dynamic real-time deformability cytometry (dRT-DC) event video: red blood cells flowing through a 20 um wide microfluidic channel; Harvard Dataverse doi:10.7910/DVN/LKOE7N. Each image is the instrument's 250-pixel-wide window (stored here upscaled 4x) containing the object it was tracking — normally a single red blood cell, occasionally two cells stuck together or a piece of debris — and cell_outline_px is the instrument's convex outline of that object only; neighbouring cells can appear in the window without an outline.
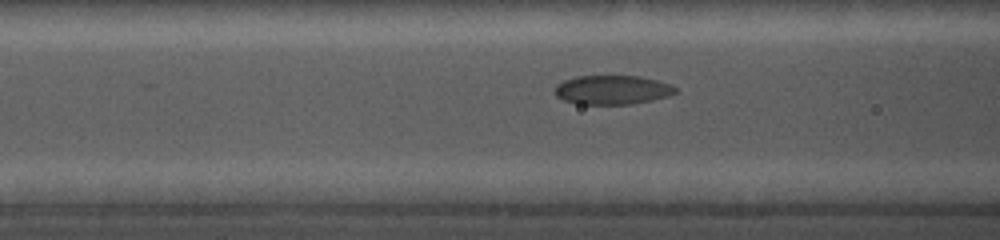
{"species": "common noctule bat (a hibernating species)", "species_latin": "Nyctalus noctula", "temperature_condition": "cold", "stored_images_in_passage": 37, "camera_frame_rate_fps": 5000, "um_per_image_px": 0.085, "animal": {"sex": "female", "body_mass_g": 19.0, "forearm_length_mm": 56.7}, "frame": {"image": 1, "passage_image": 12, "time_ms": 6.6, "image_size_px": [1000, 240], "cell_outline_px": [[676, 92], [668, 96], [652, 100], [632, 104], [576, 104], [564, 100], [556, 96], [552, 92], [556, 84], [564, 80], [576, 76], [640, 76], [672, 84], [676, 88]], "centroid_in_image_um": [52.01, 7.64], "position_along_channel_um": 114.6, "area_um2": 20.63}}
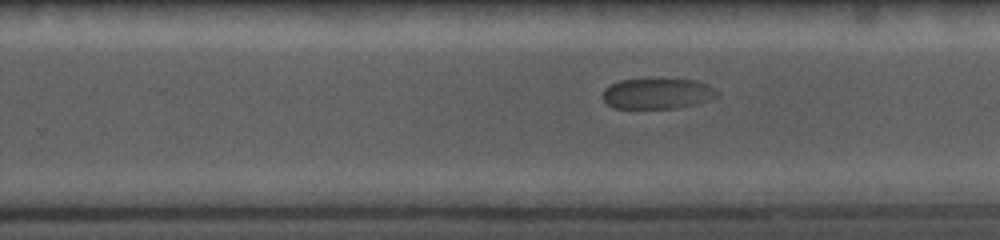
{"frame": {"image": 2, "passage_image": 23, "time_ms": 11.0, "image_size_px": [1000, 240], "cell_outline_px": [[720, 96], [696, 104], [676, 108], [612, 108], [604, 100], [604, 88], [620, 80], [648, 76], [664, 76], [696, 80], [708, 84], [716, 88], [720, 92]], "centroid_in_image_um": [55.94, 7.89], "position_along_channel_um": 273.9, "area_um2": 21.62}}
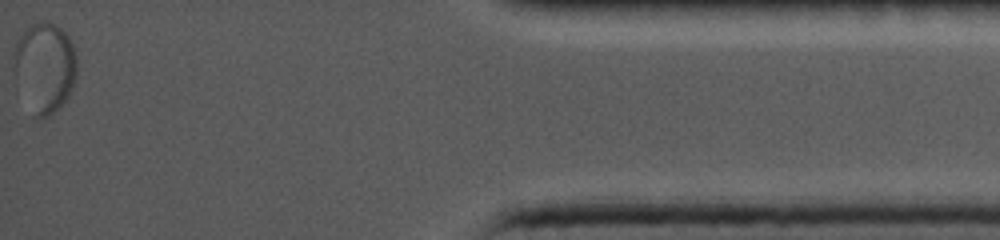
{"frame": {"image": 3, "passage_image": 37, "time_ms": 16.8, "image_size_px": [1000, 240], "cell_outline_px": [[76, 76], [72, 88], [68, 96], [48, 116], [32, 116], [16, 68], [16, 44], [20, 36], [32, 24], [44, 20], [48, 20], [56, 24], [68, 36], [72, 44], [76, 56]], "centroid_in_image_um": [3.87, 5.66], "position_along_channel_um": 431.3, "area_um2": 31.67}}